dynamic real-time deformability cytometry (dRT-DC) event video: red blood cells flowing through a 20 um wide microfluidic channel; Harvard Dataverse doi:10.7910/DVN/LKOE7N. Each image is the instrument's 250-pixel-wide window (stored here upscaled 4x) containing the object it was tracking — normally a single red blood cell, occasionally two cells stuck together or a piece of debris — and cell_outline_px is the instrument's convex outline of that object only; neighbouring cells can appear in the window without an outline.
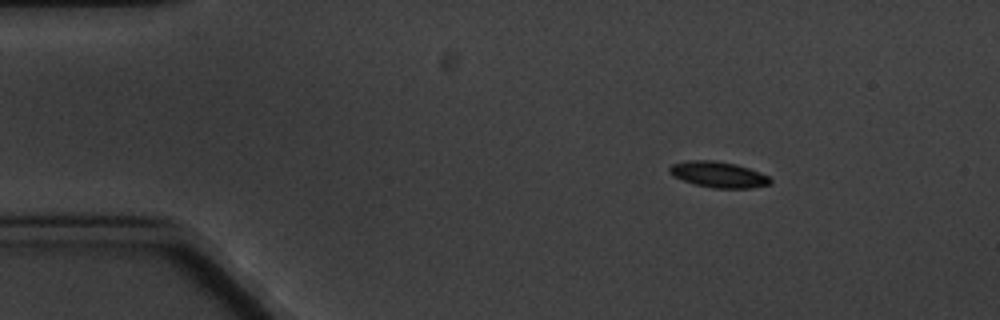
{"species": "common noctule bat (a hibernating species)", "species_latin": "Nyctalus noctula", "temperature_condition": "cold", "stored_images_in_passage": 5, "camera_frame_rate_fps": 3000, "um_per_image_px": 0.085, "animal": {"sex": "male", "body_mass_g": 20.1, "forearm_length_mm": 53.5}, "frame": {"image": 1, "passage_image": 2, "time_ms": 1.0, "image_size_px": [1000, 320], "cell_outline_px": [[772, 184], [752, 188], [712, 188], [696, 184], [684, 180], [668, 172], [668, 168], [672, 164], [688, 160], [712, 160], [736, 164], [760, 172], [768, 176], [772, 180]], "centroid_in_image_um": [61.1, 14.83], "position_along_channel_um": 23.9, "area_um2": 15.14}}
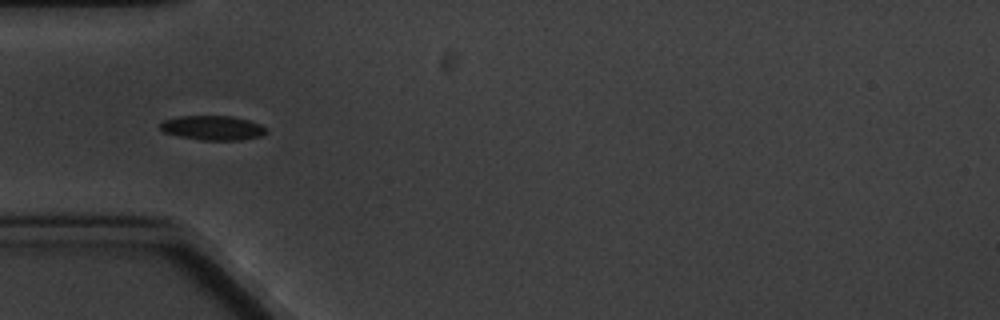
{"frame": {"image": 2, "passage_image": 5, "time_ms": 4.333, "image_size_px": [1000, 320], "cell_outline_px": [[268, 132], [260, 136], [240, 140], [200, 140], [180, 136], [164, 132], [160, 128], [160, 124], [164, 120], [180, 116], [232, 116], [248, 120], [260, 124], [268, 128]], "centroid_in_image_um": [18.11, 10.87], "position_along_channel_um": 66.9, "area_um2": 15.09}}